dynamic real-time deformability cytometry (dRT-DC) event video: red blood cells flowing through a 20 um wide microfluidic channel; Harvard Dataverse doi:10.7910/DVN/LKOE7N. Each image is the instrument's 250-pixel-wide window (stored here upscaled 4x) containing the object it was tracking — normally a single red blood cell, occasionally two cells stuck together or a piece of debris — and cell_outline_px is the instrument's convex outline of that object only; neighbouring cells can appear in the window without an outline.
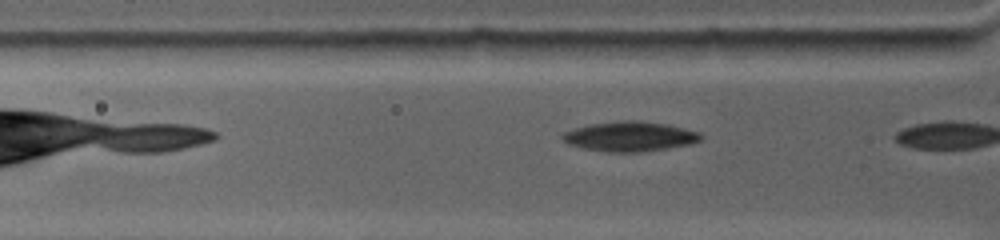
{"species": "common noctule bat (a hibernating species)", "species_latin": "Nyctalus noctula", "temperature_condition": "warm", "stored_images_in_passage": 50, "camera_frame_rate_fps": 4500, "um_per_image_px": 0.085, "animal": {"sex": "female", "body_mass_g": 19.0, "forearm_length_mm": 53.3}, "frame": {"image": 1, "passage_image": 9, "time_ms": 1.111, "image_size_px": [1000, 240], "cell_outline_px": [[704, 136], [700, 140], [692, 144], [668, 148], [640, 152], [608, 152], [584, 148], [568, 144], [560, 136], [564, 132], [588, 124], [624, 120], [640, 120], [668, 124], [700, 132]], "centroid_in_image_um": [53.57, 11.59], "position_along_channel_um": 72.2, "area_um2": 24.16}}
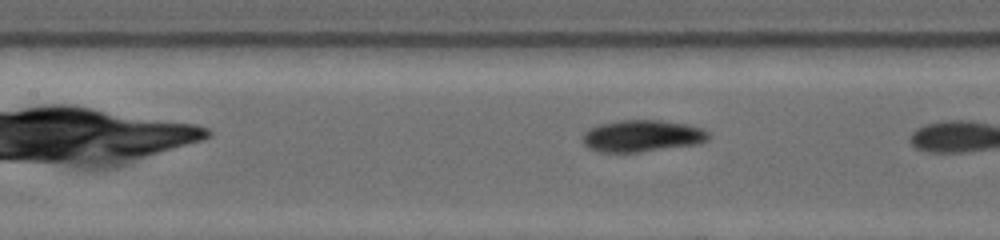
{"frame": {"image": 2, "passage_image": 24, "time_ms": 3.333, "image_size_px": [1000, 240], "cell_outline_px": [[712, 136], [708, 140], [700, 144], [640, 152], [600, 152], [588, 148], [580, 140], [580, 136], [588, 128], [600, 124], [620, 120], [660, 120], [688, 124], [704, 128]], "centroid_in_image_um": [54.59, 11.55], "position_along_channel_um": 152.8, "area_um2": 23.87}}
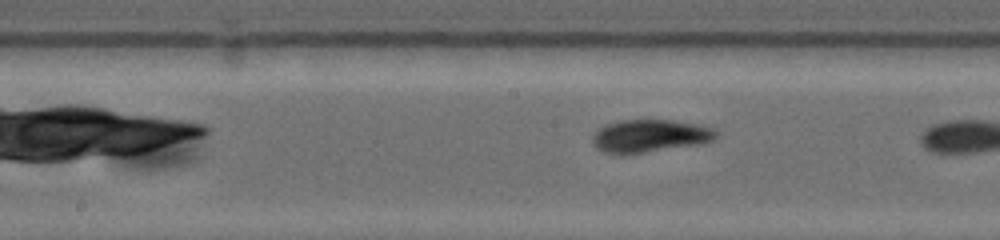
{"frame": {"image": 3, "passage_image": 32, "time_ms": 4.444, "image_size_px": [1000, 240], "cell_outline_px": [[716, 140], [704, 144], [620, 156], [604, 152], [596, 148], [592, 144], [592, 136], [604, 124], [620, 120], [676, 120], [696, 124], [712, 128], [716, 132]], "centroid_in_image_um": [55.22, 11.58], "position_along_channel_um": 193.0, "area_um2": 24.16}}